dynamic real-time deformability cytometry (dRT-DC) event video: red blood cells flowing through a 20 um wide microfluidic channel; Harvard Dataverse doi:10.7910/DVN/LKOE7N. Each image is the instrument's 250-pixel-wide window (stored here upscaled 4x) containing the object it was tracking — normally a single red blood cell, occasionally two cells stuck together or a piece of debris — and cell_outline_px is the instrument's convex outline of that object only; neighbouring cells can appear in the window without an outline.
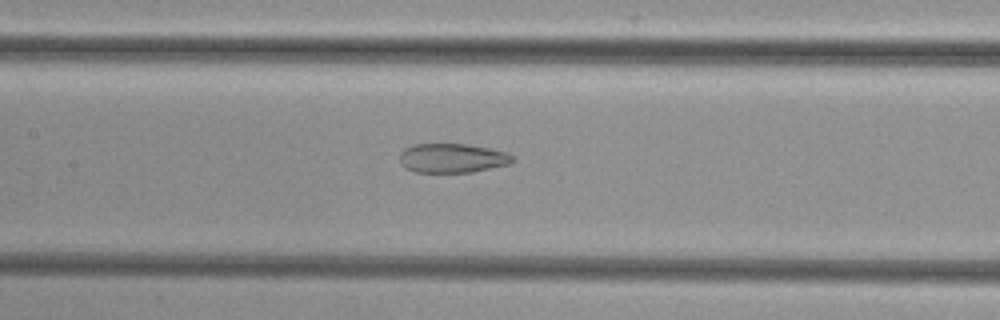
{"species": "common noctule bat (a hibernating species)", "species_latin": "Nyctalus noctula", "temperature_condition": "cold", "stored_images_in_passage": 48, "camera_frame_rate_fps": 3000, "um_per_image_px": 0.085, "animal": {"sex": "female", "body_mass_g": 29.2, "forearm_length_mm": 56.3}, "frame": {"image": 1, "passage_image": 20, "time_ms": 6.333, "image_size_px": [1000, 320], "cell_outline_px": [[512, 160], [508, 164], [472, 172], [416, 172], [404, 168], [400, 164], [400, 152], [404, 148], [412, 144], [468, 144], [508, 152], [512, 156]], "centroid_in_image_um": [38.39, 13.43], "position_along_channel_um": 169.0, "area_um2": 19.25}}
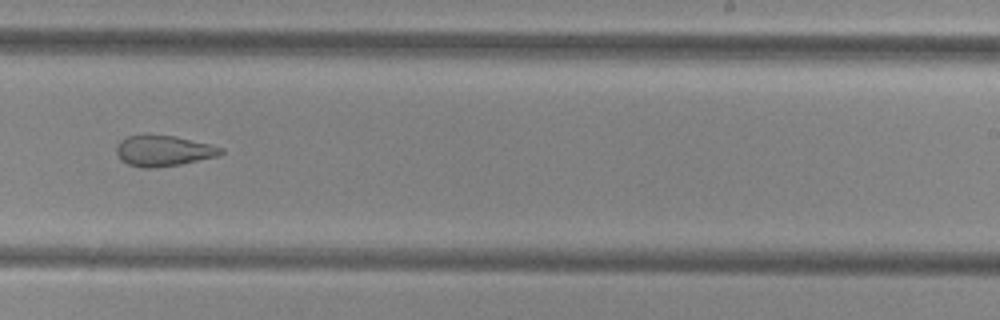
{"frame": {"image": 2, "passage_image": 28, "time_ms": 9.0, "image_size_px": [1000, 320], "cell_outline_px": [[224, 152], [220, 156], [180, 164], [156, 168], [140, 168], [128, 164], [120, 160], [116, 152], [116, 144], [120, 140], [128, 136], [148, 132], [176, 136], [224, 148]], "centroid_in_image_um": [13.85, 12.79], "position_along_channel_um": 275.1, "area_um2": 19.36}}
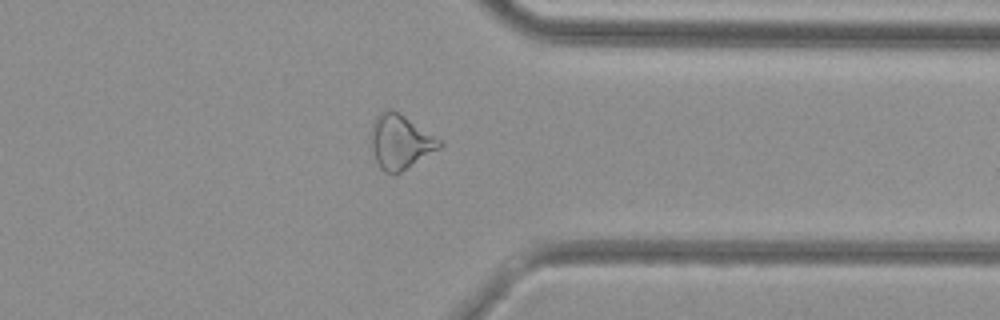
{"frame": {"image": 3, "passage_image": 36, "time_ms": 11.667, "image_size_px": [1000, 320], "cell_outline_px": [[444, 144], [440, 148], [396, 176], [392, 176], [384, 172], [380, 168], [376, 160], [372, 148], [372, 120], [384, 108], [392, 108], [444, 140]], "centroid_in_image_um": [34.06, 12.06], "position_along_channel_um": 377.3, "area_um2": 22.25}}